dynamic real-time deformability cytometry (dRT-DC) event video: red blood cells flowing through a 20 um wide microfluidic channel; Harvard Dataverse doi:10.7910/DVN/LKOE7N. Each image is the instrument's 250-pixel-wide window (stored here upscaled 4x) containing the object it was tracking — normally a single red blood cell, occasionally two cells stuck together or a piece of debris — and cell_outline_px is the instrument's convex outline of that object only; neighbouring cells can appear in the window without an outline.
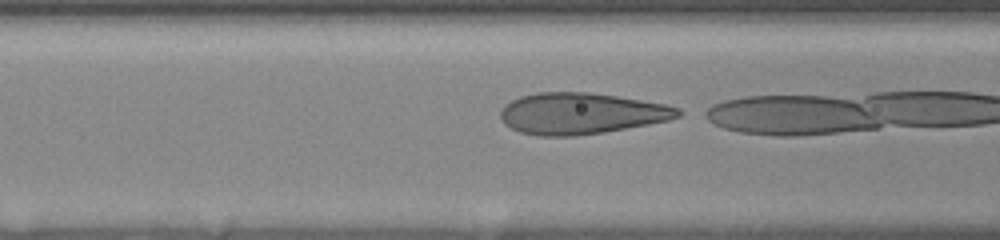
{"species": "human", "species_latin": "Homo sapiens", "temperature_condition": "room temperature", "stored_images_in_passage": 22, "camera_frame_rate_fps": 3000, "um_per_image_px": 0.085, "donor": {"sex": "female"}, "frame": {"image": 1, "passage_image": 21, "time_ms": 6.667, "image_size_px": [1000, 240], "cell_outline_px": [[680, 116], [668, 120], [648, 124], [604, 132], [576, 136], [540, 136], [520, 132], [504, 124], [500, 116], [500, 112], [504, 104], [520, 96], [536, 92], [588, 92], [616, 96], [664, 104], [680, 108]], "centroid_in_image_um": [49.35, 9.64], "position_along_channel_um": 117.3, "area_um2": 42.6}}